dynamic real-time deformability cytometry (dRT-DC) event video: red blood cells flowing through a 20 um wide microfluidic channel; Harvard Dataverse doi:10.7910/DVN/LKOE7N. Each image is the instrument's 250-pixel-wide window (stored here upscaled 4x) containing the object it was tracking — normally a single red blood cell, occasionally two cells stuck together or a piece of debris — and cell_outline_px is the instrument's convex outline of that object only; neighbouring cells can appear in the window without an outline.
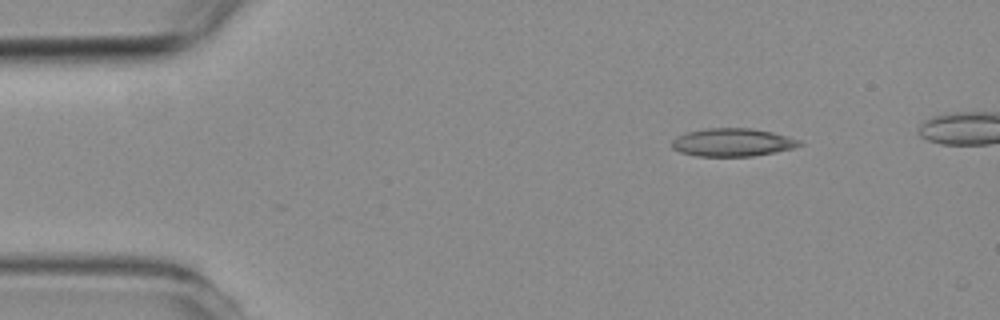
{"species": "common noctule bat (a hibernating species)", "species_latin": "Nyctalus noctula", "temperature_condition": "room temperature", "stored_images_in_passage": 2, "camera_frame_rate_fps": 3000, "um_per_image_px": 0.085, "animal": {"sex": "female", "body_mass_g": 19.3, "forearm_length_mm": 54.1}, "frame": {"image": 1, "passage_image": 1, "time_ms": 0.0, "image_size_px": [1000, 320], "cell_outline_px": [[804, 144], [792, 148], [752, 156], [696, 156], [680, 152], [672, 148], [672, 140], [676, 136], [688, 132], [708, 128], [748, 128], [772, 132], [788, 136], [800, 140]], "centroid_in_image_um": [62.24, 12.1], "position_along_channel_um": 22.8, "area_um2": 20.69}}